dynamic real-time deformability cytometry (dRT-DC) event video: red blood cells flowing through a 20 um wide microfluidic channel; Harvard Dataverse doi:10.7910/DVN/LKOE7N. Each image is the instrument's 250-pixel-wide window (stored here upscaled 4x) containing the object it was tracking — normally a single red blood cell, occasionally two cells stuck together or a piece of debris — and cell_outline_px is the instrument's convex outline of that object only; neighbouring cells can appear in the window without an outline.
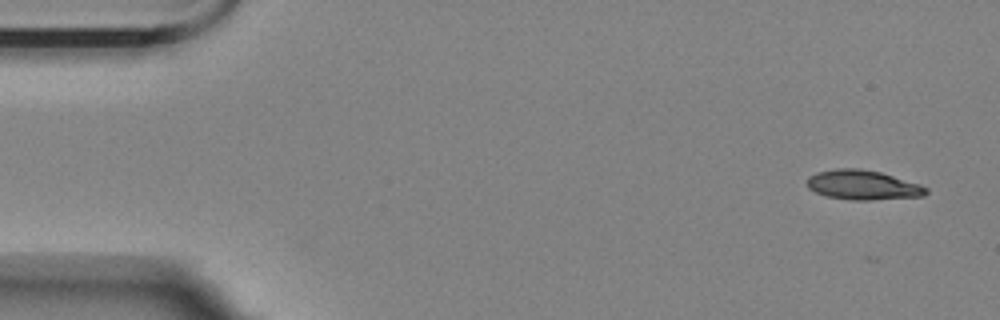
{"species": "Egyptian fruit bat (a non-hibernating species)", "species_latin": "Rousettus aegyptiacus", "temperature_condition": "room temperature", "stored_images_in_passage": 5, "camera_frame_rate_fps": 3000, "um_per_image_px": 0.085, "animal": {"sex": "female"}, "frame": {"image": 1, "passage_image": 1, "time_ms": 0.0, "image_size_px": [1000, 320], "cell_outline_px": [[928, 192], [924, 196], [872, 200], [852, 200], [828, 196], [816, 192], [808, 188], [808, 176], [816, 172], [836, 168], [860, 168], [880, 172], [920, 184], [928, 188]], "centroid_in_image_um": [73.36, 15.72], "position_along_channel_um": 11.6, "area_um2": 20.52}}